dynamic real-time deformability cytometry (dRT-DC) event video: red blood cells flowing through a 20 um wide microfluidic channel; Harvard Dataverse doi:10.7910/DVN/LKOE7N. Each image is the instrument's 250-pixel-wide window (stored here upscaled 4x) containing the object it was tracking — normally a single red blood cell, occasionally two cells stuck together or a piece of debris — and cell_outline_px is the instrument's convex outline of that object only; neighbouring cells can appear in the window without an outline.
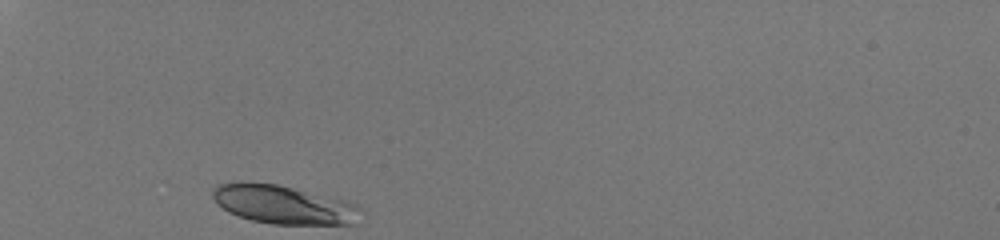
{"species": "human", "species_latin": "Homo sapiens", "temperature_condition": "room temperature", "stored_images_in_passage": 28, "camera_frame_rate_fps": 3000, "um_per_image_px": 0.085, "donor": {"sex": "male"}, "frame": {"image": 1, "passage_image": 1, "time_ms": 0.0, "image_size_px": [1000, 240], "cell_outline_px": [[360, 208], [352, 224], [272, 224], [252, 220], [228, 212], [212, 196], [212, 192], [220, 184], [276, 184], [344, 200]], "centroid_in_image_um": [24.1, 17.42], "position_along_channel_um": 60.9, "area_um2": 31.85}}
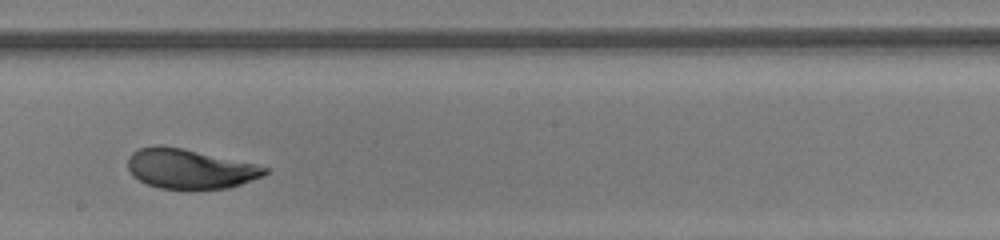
{"frame": {"image": 2, "passage_image": 16, "time_ms": 5.0, "image_size_px": [1000, 240], "cell_outline_px": [[268, 172], [264, 176], [228, 188], [160, 188], [148, 184], [132, 176], [128, 168], [128, 156], [132, 152], [140, 148], [180, 148], [256, 164], [268, 168]], "centroid_in_image_um": [16.16, 14.37], "position_along_channel_um": 232.0, "area_um2": 30.69}}
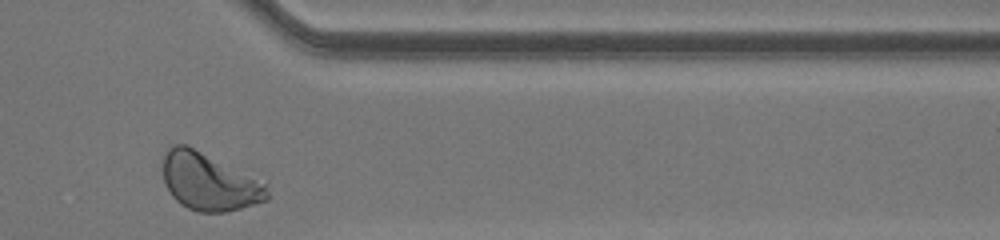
{"frame": {"image": 3, "passage_image": 28, "time_ms": 9.0, "image_size_px": [1000, 240], "cell_outline_px": [[268, 200], [228, 212], [200, 212], [188, 208], [180, 204], [172, 196], [164, 184], [160, 168], [164, 148], [168, 144], [188, 144], [268, 180]], "centroid_in_image_um": [17.78, 15.38], "position_along_channel_um": 393.6, "area_um2": 36.93}, "authors_computed_cell_mechanics": {"area_um2": 32.0501, "velocity_mm_per_s": 4.0668, "shape_relaxation_time_tau1_ms": 5.1037, "shape_relaxation_time_tau2_ms": null, "deformation_change_tau1": 0.1861, "deformation_change_tau2": null}}